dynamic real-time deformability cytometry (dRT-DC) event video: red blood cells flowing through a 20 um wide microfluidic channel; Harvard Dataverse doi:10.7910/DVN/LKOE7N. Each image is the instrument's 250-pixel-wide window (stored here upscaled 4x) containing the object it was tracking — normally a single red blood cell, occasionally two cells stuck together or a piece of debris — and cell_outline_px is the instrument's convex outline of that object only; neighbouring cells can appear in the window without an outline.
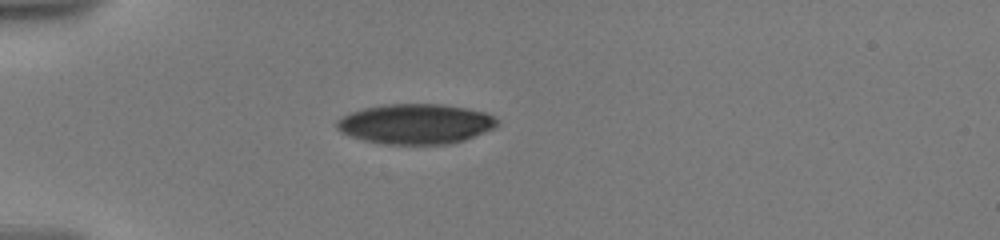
{"species": "human", "species_latin": "Homo sapiens", "temperature_condition": "warm", "stored_images_in_passage": 3, "camera_frame_rate_fps": 3000, "um_per_image_px": 0.085, "donor": {"sex": "male"}, "frame": {"image": 1, "passage_image": 1, "time_ms": 0.0, "image_size_px": [1000, 240], "cell_outline_px": [[500, 124], [496, 128], [464, 140], [452, 144], [384, 144], [364, 140], [340, 132], [336, 128], [336, 120], [352, 112], [364, 108], [384, 104], [444, 104], [484, 112], [500, 120]], "centroid_in_image_um": [35.36, 10.54], "position_along_channel_um": 49.6, "area_um2": 37.57}}
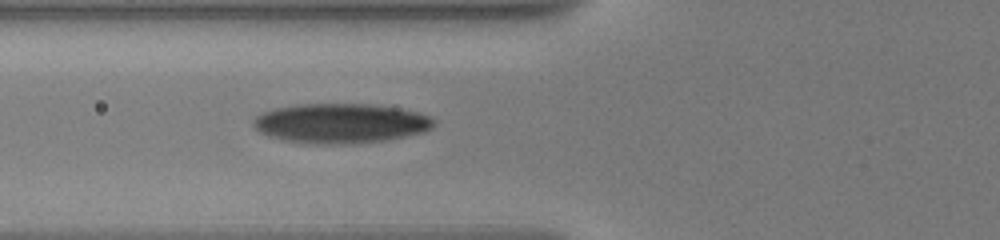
{"frame": {"image": 2, "passage_image": 3, "time_ms": 2.0, "image_size_px": [1000, 240], "cell_outline_px": [[436, 124], [432, 128], [424, 132], [384, 140], [352, 144], [320, 144], [288, 140], [268, 136], [260, 132], [252, 124], [252, 120], [256, 116], [264, 112], [276, 108], [296, 104], [372, 104], [400, 108], [420, 112], [432, 116], [436, 120]], "centroid_in_image_um": [29.01, 10.47], "position_along_channel_um": 96.8, "area_um2": 41.91}}